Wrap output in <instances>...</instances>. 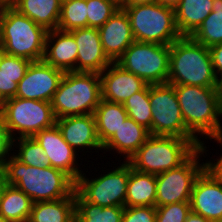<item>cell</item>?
Segmentation results:
<instances>
[{"mask_svg":"<svg viewBox=\"0 0 222 222\" xmlns=\"http://www.w3.org/2000/svg\"><path fill=\"white\" fill-rule=\"evenodd\" d=\"M204 141L183 164L175 169L156 175L155 206H165L173 203L190 202L194 182L205 169V163L200 164V156L207 154Z\"/></svg>","mask_w":222,"mask_h":222,"instance_id":"30bf717a","label":"cell"},{"mask_svg":"<svg viewBox=\"0 0 222 222\" xmlns=\"http://www.w3.org/2000/svg\"><path fill=\"white\" fill-rule=\"evenodd\" d=\"M124 207H102L87 202L75 190V222H122Z\"/></svg>","mask_w":222,"mask_h":222,"instance_id":"83f0119b","label":"cell"},{"mask_svg":"<svg viewBox=\"0 0 222 222\" xmlns=\"http://www.w3.org/2000/svg\"><path fill=\"white\" fill-rule=\"evenodd\" d=\"M191 37L208 48L222 43V0H213L212 12Z\"/></svg>","mask_w":222,"mask_h":222,"instance_id":"f1b7e54d","label":"cell"},{"mask_svg":"<svg viewBox=\"0 0 222 222\" xmlns=\"http://www.w3.org/2000/svg\"><path fill=\"white\" fill-rule=\"evenodd\" d=\"M120 7L128 15L135 41L171 45L182 36L172 8L159 3Z\"/></svg>","mask_w":222,"mask_h":222,"instance_id":"52a82bcc","label":"cell"},{"mask_svg":"<svg viewBox=\"0 0 222 222\" xmlns=\"http://www.w3.org/2000/svg\"><path fill=\"white\" fill-rule=\"evenodd\" d=\"M190 211V202H180L159 206L156 207L155 222H185Z\"/></svg>","mask_w":222,"mask_h":222,"instance_id":"836d02e7","label":"cell"},{"mask_svg":"<svg viewBox=\"0 0 222 222\" xmlns=\"http://www.w3.org/2000/svg\"><path fill=\"white\" fill-rule=\"evenodd\" d=\"M155 200L156 175L136 171L130 165L124 207L155 206Z\"/></svg>","mask_w":222,"mask_h":222,"instance_id":"603a6c76","label":"cell"},{"mask_svg":"<svg viewBox=\"0 0 222 222\" xmlns=\"http://www.w3.org/2000/svg\"><path fill=\"white\" fill-rule=\"evenodd\" d=\"M70 33L78 45L76 72L100 74L112 63L103 51L97 28L84 27Z\"/></svg>","mask_w":222,"mask_h":222,"instance_id":"2e32d148","label":"cell"},{"mask_svg":"<svg viewBox=\"0 0 222 222\" xmlns=\"http://www.w3.org/2000/svg\"><path fill=\"white\" fill-rule=\"evenodd\" d=\"M149 136L148 129L127 117L118 130L103 144V151H116L115 153L120 154V156L123 154L125 161H128Z\"/></svg>","mask_w":222,"mask_h":222,"instance_id":"44dd1931","label":"cell"},{"mask_svg":"<svg viewBox=\"0 0 222 222\" xmlns=\"http://www.w3.org/2000/svg\"><path fill=\"white\" fill-rule=\"evenodd\" d=\"M101 98L107 101L124 103L148 84L133 73L112 62L100 73Z\"/></svg>","mask_w":222,"mask_h":222,"instance_id":"e0dca14e","label":"cell"},{"mask_svg":"<svg viewBox=\"0 0 222 222\" xmlns=\"http://www.w3.org/2000/svg\"><path fill=\"white\" fill-rule=\"evenodd\" d=\"M174 89L187 130L200 143L205 135L222 146V87L174 85Z\"/></svg>","mask_w":222,"mask_h":222,"instance_id":"6da1fadb","label":"cell"},{"mask_svg":"<svg viewBox=\"0 0 222 222\" xmlns=\"http://www.w3.org/2000/svg\"><path fill=\"white\" fill-rule=\"evenodd\" d=\"M59 1H60V3L62 4V3H64V2L71 1V0H59Z\"/></svg>","mask_w":222,"mask_h":222,"instance_id":"c3c4849f","label":"cell"},{"mask_svg":"<svg viewBox=\"0 0 222 222\" xmlns=\"http://www.w3.org/2000/svg\"><path fill=\"white\" fill-rule=\"evenodd\" d=\"M33 201L22 190L6 185L0 196V214L8 222H28Z\"/></svg>","mask_w":222,"mask_h":222,"instance_id":"4316f807","label":"cell"},{"mask_svg":"<svg viewBox=\"0 0 222 222\" xmlns=\"http://www.w3.org/2000/svg\"><path fill=\"white\" fill-rule=\"evenodd\" d=\"M152 107L151 135L196 139L185 126L174 85L149 84Z\"/></svg>","mask_w":222,"mask_h":222,"instance_id":"8fae6325","label":"cell"},{"mask_svg":"<svg viewBox=\"0 0 222 222\" xmlns=\"http://www.w3.org/2000/svg\"><path fill=\"white\" fill-rule=\"evenodd\" d=\"M98 138L103 145L122 125L128 114L122 103L101 99L93 113Z\"/></svg>","mask_w":222,"mask_h":222,"instance_id":"484cf974","label":"cell"},{"mask_svg":"<svg viewBox=\"0 0 222 222\" xmlns=\"http://www.w3.org/2000/svg\"><path fill=\"white\" fill-rule=\"evenodd\" d=\"M6 183L22 190L33 203L70 197L76 182L51 166L37 168L19 161L13 154L5 161Z\"/></svg>","mask_w":222,"mask_h":222,"instance_id":"7a4b0ae2","label":"cell"},{"mask_svg":"<svg viewBox=\"0 0 222 222\" xmlns=\"http://www.w3.org/2000/svg\"><path fill=\"white\" fill-rule=\"evenodd\" d=\"M64 73L43 60L31 62L18 83L15 97L51 102Z\"/></svg>","mask_w":222,"mask_h":222,"instance_id":"4fadbf2b","label":"cell"},{"mask_svg":"<svg viewBox=\"0 0 222 222\" xmlns=\"http://www.w3.org/2000/svg\"><path fill=\"white\" fill-rule=\"evenodd\" d=\"M13 8L47 31L57 29L61 13L59 0H19Z\"/></svg>","mask_w":222,"mask_h":222,"instance_id":"cb8c5ba5","label":"cell"},{"mask_svg":"<svg viewBox=\"0 0 222 222\" xmlns=\"http://www.w3.org/2000/svg\"><path fill=\"white\" fill-rule=\"evenodd\" d=\"M18 87V77L7 76L3 68H0V96L3 100L16 96Z\"/></svg>","mask_w":222,"mask_h":222,"instance_id":"8d00e7d4","label":"cell"},{"mask_svg":"<svg viewBox=\"0 0 222 222\" xmlns=\"http://www.w3.org/2000/svg\"><path fill=\"white\" fill-rule=\"evenodd\" d=\"M200 145L197 139L150 135L127 162L136 171L157 175L179 167Z\"/></svg>","mask_w":222,"mask_h":222,"instance_id":"277c9868","label":"cell"},{"mask_svg":"<svg viewBox=\"0 0 222 222\" xmlns=\"http://www.w3.org/2000/svg\"><path fill=\"white\" fill-rule=\"evenodd\" d=\"M64 140L77 152L80 150H103L93 114L68 116L56 119ZM80 149V150H79ZM84 149V150H83Z\"/></svg>","mask_w":222,"mask_h":222,"instance_id":"d6986e66","label":"cell"},{"mask_svg":"<svg viewBox=\"0 0 222 222\" xmlns=\"http://www.w3.org/2000/svg\"><path fill=\"white\" fill-rule=\"evenodd\" d=\"M47 32L14 8L0 9V50L6 54L42 61Z\"/></svg>","mask_w":222,"mask_h":222,"instance_id":"5b68a950","label":"cell"},{"mask_svg":"<svg viewBox=\"0 0 222 222\" xmlns=\"http://www.w3.org/2000/svg\"><path fill=\"white\" fill-rule=\"evenodd\" d=\"M16 142V143H15ZM13 155L22 163L37 168H43L49 165L48 158L43 148L33 137H22L12 140ZM18 153V154H17Z\"/></svg>","mask_w":222,"mask_h":222,"instance_id":"f546056e","label":"cell"},{"mask_svg":"<svg viewBox=\"0 0 222 222\" xmlns=\"http://www.w3.org/2000/svg\"><path fill=\"white\" fill-rule=\"evenodd\" d=\"M0 222H8V221L0 214Z\"/></svg>","mask_w":222,"mask_h":222,"instance_id":"7dc6e473","label":"cell"},{"mask_svg":"<svg viewBox=\"0 0 222 222\" xmlns=\"http://www.w3.org/2000/svg\"><path fill=\"white\" fill-rule=\"evenodd\" d=\"M153 3H158V0H123L120 3V6H132V5L153 4Z\"/></svg>","mask_w":222,"mask_h":222,"instance_id":"60d3db41","label":"cell"},{"mask_svg":"<svg viewBox=\"0 0 222 222\" xmlns=\"http://www.w3.org/2000/svg\"><path fill=\"white\" fill-rule=\"evenodd\" d=\"M213 0H182L175 10L176 26L182 36H191L210 15Z\"/></svg>","mask_w":222,"mask_h":222,"instance_id":"7402d4cb","label":"cell"},{"mask_svg":"<svg viewBox=\"0 0 222 222\" xmlns=\"http://www.w3.org/2000/svg\"><path fill=\"white\" fill-rule=\"evenodd\" d=\"M190 207L208 220L222 222V183L206 169L194 182Z\"/></svg>","mask_w":222,"mask_h":222,"instance_id":"9a60e30c","label":"cell"},{"mask_svg":"<svg viewBox=\"0 0 222 222\" xmlns=\"http://www.w3.org/2000/svg\"><path fill=\"white\" fill-rule=\"evenodd\" d=\"M19 0H0V8H13Z\"/></svg>","mask_w":222,"mask_h":222,"instance_id":"f6af8a7d","label":"cell"},{"mask_svg":"<svg viewBox=\"0 0 222 222\" xmlns=\"http://www.w3.org/2000/svg\"><path fill=\"white\" fill-rule=\"evenodd\" d=\"M214 72L222 85V43L209 48Z\"/></svg>","mask_w":222,"mask_h":222,"instance_id":"f35d334b","label":"cell"},{"mask_svg":"<svg viewBox=\"0 0 222 222\" xmlns=\"http://www.w3.org/2000/svg\"><path fill=\"white\" fill-rule=\"evenodd\" d=\"M2 118L12 140L33 137L56 124L51 102L18 97L4 100Z\"/></svg>","mask_w":222,"mask_h":222,"instance_id":"ba28073f","label":"cell"},{"mask_svg":"<svg viewBox=\"0 0 222 222\" xmlns=\"http://www.w3.org/2000/svg\"><path fill=\"white\" fill-rule=\"evenodd\" d=\"M156 206L124 207L122 222H155Z\"/></svg>","mask_w":222,"mask_h":222,"instance_id":"d590c367","label":"cell"},{"mask_svg":"<svg viewBox=\"0 0 222 222\" xmlns=\"http://www.w3.org/2000/svg\"><path fill=\"white\" fill-rule=\"evenodd\" d=\"M86 0H71L61 4V13L57 29L70 32L87 27Z\"/></svg>","mask_w":222,"mask_h":222,"instance_id":"1f68e13d","label":"cell"},{"mask_svg":"<svg viewBox=\"0 0 222 222\" xmlns=\"http://www.w3.org/2000/svg\"><path fill=\"white\" fill-rule=\"evenodd\" d=\"M75 192L66 198L33 203L28 222H75Z\"/></svg>","mask_w":222,"mask_h":222,"instance_id":"d4e9b609","label":"cell"},{"mask_svg":"<svg viewBox=\"0 0 222 222\" xmlns=\"http://www.w3.org/2000/svg\"><path fill=\"white\" fill-rule=\"evenodd\" d=\"M167 83L222 87L214 72L209 48L191 36H181L170 45Z\"/></svg>","mask_w":222,"mask_h":222,"instance_id":"3957f363","label":"cell"},{"mask_svg":"<svg viewBox=\"0 0 222 222\" xmlns=\"http://www.w3.org/2000/svg\"><path fill=\"white\" fill-rule=\"evenodd\" d=\"M100 74L65 72L51 100L56 119L93 114L101 100Z\"/></svg>","mask_w":222,"mask_h":222,"instance_id":"8992f818","label":"cell"},{"mask_svg":"<svg viewBox=\"0 0 222 222\" xmlns=\"http://www.w3.org/2000/svg\"><path fill=\"white\" fill-rule=\"evenodd\" d=\"M181 1L182 0H158V3L162 6L175 9Z\"/></svg>","mask_w":222,"mask_h":222,"instance_id":"ee69618b","label":"cell"},{"mask_svg":"<svg viewBox=\"0 0 222 222\" xmlns=\"http://www.w3.org/2000/svg\"><path fill=\"white\" fill-rule=\"evenodd\" d=\"M87 27L99 29L120 8L116 0H86Z\"/></svg>","mask_w":222,"mask_h":222,"instance_id":"d6a6232c","label":"cell"},{"mask_svg":"<svg viewBox=\"0 0 222 222\" xmlns=\"http://www.w3.org/2000/svg\"><path fill=\"white\" fill-rule=\"evenodd\" d=\"M3 109H4V100L0 96V117H2Z\"/></svg>","mask_w":222,"mask_h":222,"instance_id":"bcb514c9","label":"cell"},{"mask_svg":"<svg viewBox=\"0 0 222 222\" xmlns=\"http://www.w3.org/2000/svg\"><path fill=\"white\" fill-rule=\"evenodd\" d=\"M78 45L73 35L59 29L47 32L43 61L64 72H76Z\"/></svg>","mask_w":222,"mask_h":222,"instance_id":"ffe728a7","label":"cell"},{"mask_svg":"<svg viewBox=\"0 0 222 222\" xmlns=\"http://www.w3.org/2000/svg\"><path fill=\"white\" fill-rule=\"evenodd\" d=\"M119 4L123 1V0H116Z\"/></svg>","mask_w":222,"mask_h":222,"instance_id":"681fc988","label":"cell"},{"mask_svg":"<svg viewBox=\"0 0 222 222\" xmlns=\"http://www.w3.org/2000/svg\"><path fill=\"white\" fill-rule=\"evenodd\" d=\"M12 139L2 117H0V162H5L12 154Z\"/></svg>","mask_w":222,"mask_h":222,"instance_id":"74e56055","label":"cell"},{"mask_svg":"<svg viewBox=\"0 0 222 222\" xmlns=\"http://www.w3.org/2000/svg\"><path fill=\"white\" fill-rule=\"evenodd\" d=\"M98 32L103 51L111 62H116L135 41L128 15L121 7Z\"/></svg>","mask_w":222,"mask_h":222,"instance_id":"ac0fdd59","label":"cell"},{"mask_svg":"<svg viewBox=\"0 0 222 222\" xmlns=\"http://www.w3.org/2000/svg\"><path fill=\"white\" fill-rule=\"evenodd\" d=\"M6 183L5 162H0V196L3 192Z\"/></svg>","mask_w":222,"mask_h":222,"instance_id":"7bdbcfd3","label":"cell"},{"mask_svg":"<svg viewBox=\"0 0 222 222\" xmlns=\"http://www.w3.org/2000/svg\"><path fill=\"white\" fill-rule=\"evenodd\" d=\"M33 138L43 148L49 166L64 171L75 182L78 180L83 171L79 170L77 151L64 140L57 124L36 133Z\"/></svg>","mask_w":222,"mask_h":222,"instance_id":"5bb4252c","label":"cell"},{"mask_svg":"<svg viewBox=\"0 0 222 222\" xmlns=\"http://www.w3.org/2000/svg\"><path fill=\"white\" fill-rule=\"evenodd\" d=\"M32 61L9 55L0 50V68L9 77H18V83L23 79L28 66Z\"/></svg>","mask_w":222,"mask_h":222,"instance_id":"e575fe53","label":"cell"},{"mask_svg":"<svg viewBox=\"0 0 222 222\" xmlns=\"http://www.w3.org/2000/svg\"><path fill=\"white\" fill-rule=\"evenodd\" d=\"M130 164L123 161L117 168L111 169L91 180L82 173L76 181L75 190L89 203L102 207H124Z\"/></svg>","mask_w":222,"mask_h":222,"instance_id":"7c38bea8","label":"cell"},{"mask_svg":"<svg viewBox=\"0 0 222 222\" xmlns=\"http://www.w3.org/2000/svg\"><path fill=\"white\" fill-rule=\"evenodd\" d=\"M185 222H213V221L208 220L207 218L190 211V213L187 215Z\"/></svg>","mask_w":222,"mask_h":222,"instance_id":"b9f144b4","label":"cell"},{"mask_svg":"<svg viewBox=\"0 0 222 222\" xmlns=\"http://www.w3.org/2000/svg\"><path fill=\"white\" fill-rule=\"evenodd\" d=\"M123 106L128 117L148 129L151 135L152 107L149 99V84L143 90L129 97Z\"/></svg>","mask_w":222,"mask_h":222,"instance_id":"4dcf8cb0","label":"cell"},{"mask_svg":"<svg viewBox=\"0 0 222 222\" xmlns=\"http://www.w3.org/2000/svg\"><path fill=\"white\" fill-rule=\"evenodd\" d=\"M220 159L205 161V169L208 170L218 181L222 183V154ZM216 161V162H215Z\"/></svg>","mask_w":222,"mask_h":222,"instance_id":"ab89813d","label":"cell"},{"mask_svg":"<svg viewBox=\"0 0 222 222\" xmlns=\"http://www.w3.org/2000/svg\"><path fill=\"white\" fill-rule=\"evenodd\" d=\"M170 45L134 41L116 61L147 84L168 81Z\"/></svg>","mask_w":222,"mask_h":222,"instance_id":"9c48e42d","label":"cell"}]
</instances>
